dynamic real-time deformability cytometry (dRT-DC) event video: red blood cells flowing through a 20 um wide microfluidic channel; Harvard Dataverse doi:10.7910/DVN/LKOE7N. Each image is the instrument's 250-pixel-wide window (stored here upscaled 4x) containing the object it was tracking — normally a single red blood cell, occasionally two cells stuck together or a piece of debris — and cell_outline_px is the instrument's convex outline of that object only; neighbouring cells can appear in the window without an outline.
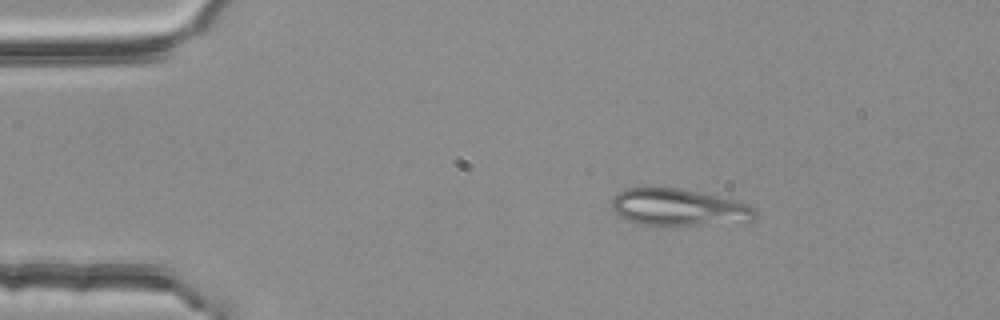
{"species": "common noctule bat (a hibernating species)", "species_latin": "Nyctalus noctula", "temperature_condition": "room temperature", "stored_images_in_passage": 3, "camera_frame_rate_fps": 3000, "um_per_image_px": 0.085, "animal": {"sex": "female", "body_mass_g": 25.1}, "frame": {"image": 1, "passage_image": 3, "time_ms": 0.667, "image_size_px": [1000, 320], "cell_outline_px": [[756, 216], [748, 224], [636, 224], [628, 220], [616, 212], [612, 208], [612, 196], [628, 188], [680, 188], [740, 200], [748, 204], [756, 212]], "centroid_in_image_um": [57.79, 17.63], "position_along_channel_um": 27.2, "area_um2": 30.98}}